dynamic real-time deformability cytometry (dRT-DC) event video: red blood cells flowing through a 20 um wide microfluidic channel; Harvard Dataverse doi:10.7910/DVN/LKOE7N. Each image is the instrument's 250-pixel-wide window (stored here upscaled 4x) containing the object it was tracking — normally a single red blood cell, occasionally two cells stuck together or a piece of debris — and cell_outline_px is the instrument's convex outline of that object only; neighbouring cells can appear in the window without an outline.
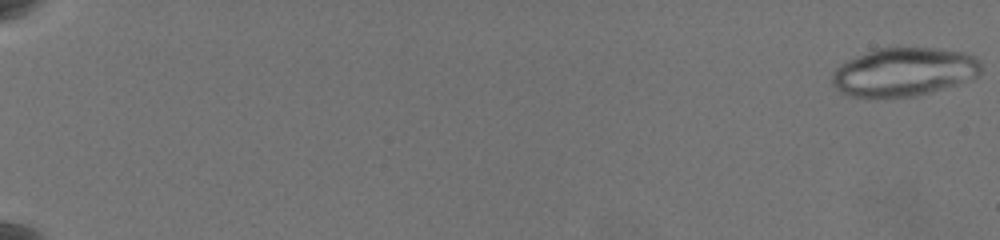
{"species": "common noctule bat (a hibernating species)", "species_latin": "Nyctalus noctula", "temperature_condition": "warm", "stored_images_in_passage": 29, "camera_frame_rate_fps": 3000, "um_per_image_px": 0.085, "animal": {"sex": "female", "body_mass_g": 19.5, "forearm_length_mm": 54.1}, "frame": {"image": 1, "passage_image": 1, "time_ms": 0.0, "image_size_px": [1000, 240], "cell_outline_px": [[980, 72], [976, 76], [956, 84], [916, 96], [848, 96], [840, 92], [832, 84], [832, 72], [840, 64], [856, 56], [876, 48], [936, 48], [964, 52], [976, 56], [980, 60]], "centroid_in_image_um": [76.81, 6.09], "position_along_channel_um": 8.2, "area_um2": 41.73}}